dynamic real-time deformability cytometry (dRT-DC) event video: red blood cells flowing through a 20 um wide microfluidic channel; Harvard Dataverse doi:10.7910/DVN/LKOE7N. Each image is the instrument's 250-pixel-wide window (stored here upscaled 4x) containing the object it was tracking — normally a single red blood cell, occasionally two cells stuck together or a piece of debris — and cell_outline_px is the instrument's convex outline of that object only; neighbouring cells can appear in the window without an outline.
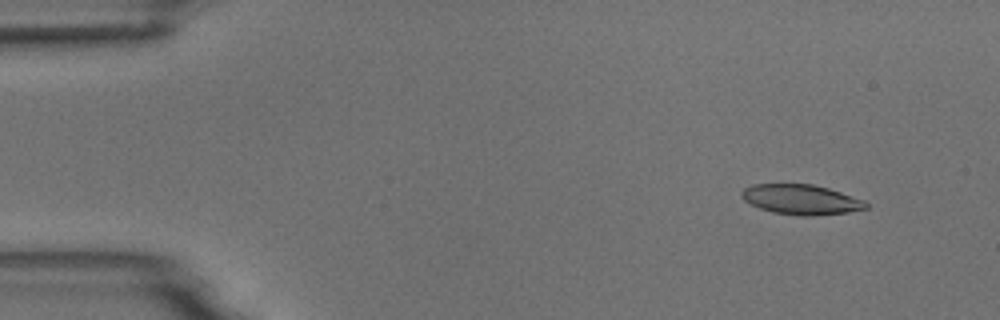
{"species": "common noctule bat (a hibernating species)", "species_latin": "Nyctalus noctula", "temperature_condition": "room temperature", "stored_images_in_passage": 7, "camera_frame_rate_fps": 3000, "um_per_image_px": 0.085, "animal": {"sex": "male", "body_mass_g": 18.8}, "frame": {"image": 1, "passage_image": 2, "time_ms": 1.333, "image_size_px": [1000, 320], "cell_outline_px": [[868, 208], [848, 212], [812, 216], [800, 216], [772, 212], [760, 208], [744, 200], [740, 196], [740, 192], [744, 188], [752, 184], [812, 184], [828, 188], [864, 200], [868, 204]], "centroid_in_image_um": [68.08, 16.96], "position_along_channel_um": 16.9, "area_um2": 21.73}}